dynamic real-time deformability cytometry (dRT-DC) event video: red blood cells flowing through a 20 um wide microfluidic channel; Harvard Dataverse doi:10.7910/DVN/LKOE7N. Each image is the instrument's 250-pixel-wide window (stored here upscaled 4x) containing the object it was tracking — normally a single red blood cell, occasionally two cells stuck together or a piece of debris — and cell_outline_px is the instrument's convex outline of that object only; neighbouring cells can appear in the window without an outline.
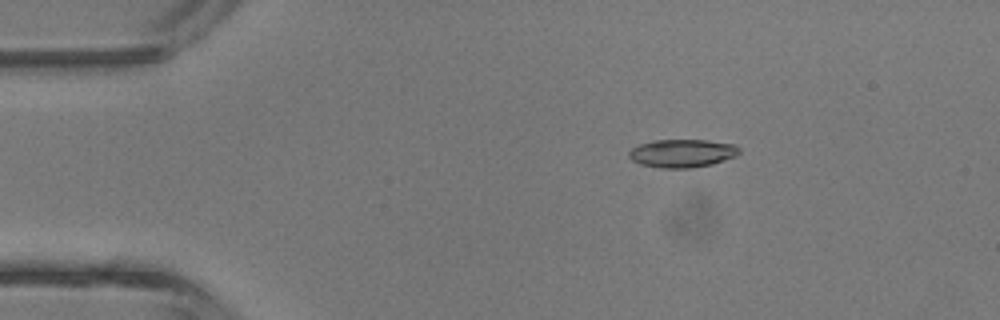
{"species": "common noctule bat (a hibernating species)", "species_latin": "Nyctalus noctula", "temperature_condition": "room temperature", "stored_images_in_passage": 38, "camera_frame_rate_fps": 3000, "um_per_image_px": 0.085, "animal": {"sex": "male", "body_mass_g": 13.3}, "frame": {"image": 1, "passage_image": 2, "time_ms": 0.333, "image_size_px": [1000, 320], "cell_outline_px": [[740, 152], [736, 156], [712, 164], [692, 168], [660, 168], [640, 164], [632, 160], [628, 156], [628, 152], [632, 148], [640, 144], [652, 140], [708, 140], [736, 144], [740, 148]], "centroid_in_image_um": [58.0, 13.02], "position_along_channel_um": 27.0, "area_um2": 18.26}}
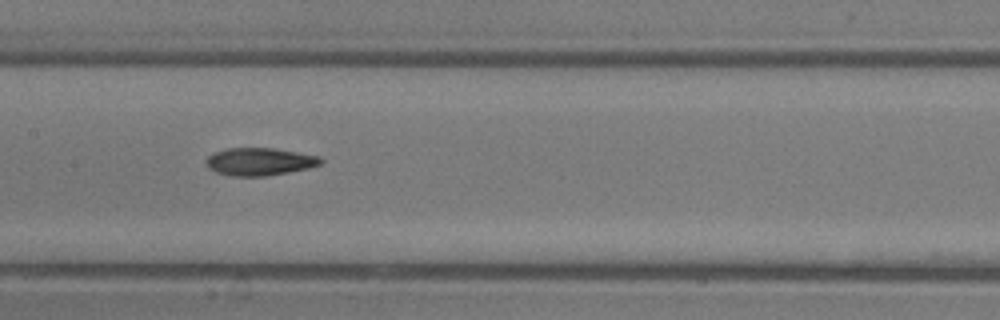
{"frame": {"image": 2, "passage_image": 16, "time_ms": 5.0, "image_size_px": [1000, 320], "cell_outline_px": [[324, 160], [320, 164], [308, 168], [288, 172], [264, 176], [228, 176], [216, 172], [208, 168], [204, 160], [208, 156], [216, 152], [228, 148], [272, 148], [320, 156]], "centroid_in_image_um": [22.04, 13.74], "position_along_channel_um": 185.4, "area_um2": 18.44}}
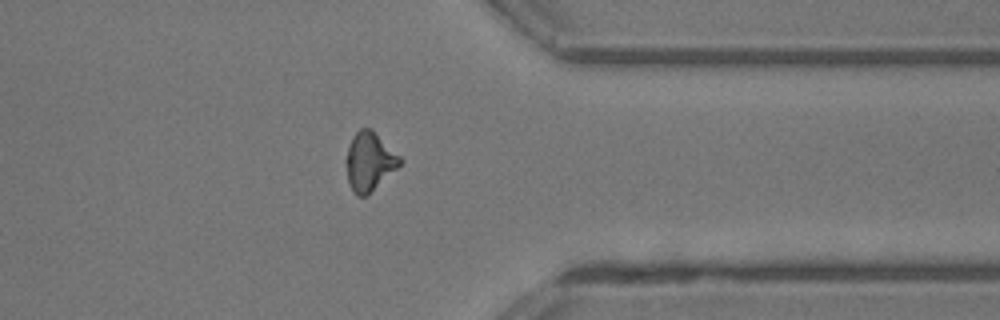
{"frame": {"image": 3, "passage_image": 29, "time_ms": 9.333, "image_size_px": [1000, 320], "cell_outline_px": [[404, 160], [396, 168], [364, 196], [356, 196], [352, 192], [348, 180], [344, 160], [352, 136], [360, 128], [372, 128]], "centroid_in_image_um": [31.36, 13.68], "position_along_channel_um": 380.0, "area_um2": 18.21}, "authors_computed_cell_mechanics": {"area_um2": 18.0914, "velocity_mm_per_s": 4.6948, "shape_relaxation_time_tau1_ms": 4.6363, "shape_relaxation_time_tau2_ms": 2.9089, "deformation_change_tau1": 0.1734, "deformation_change_tau2": 0.1018}}